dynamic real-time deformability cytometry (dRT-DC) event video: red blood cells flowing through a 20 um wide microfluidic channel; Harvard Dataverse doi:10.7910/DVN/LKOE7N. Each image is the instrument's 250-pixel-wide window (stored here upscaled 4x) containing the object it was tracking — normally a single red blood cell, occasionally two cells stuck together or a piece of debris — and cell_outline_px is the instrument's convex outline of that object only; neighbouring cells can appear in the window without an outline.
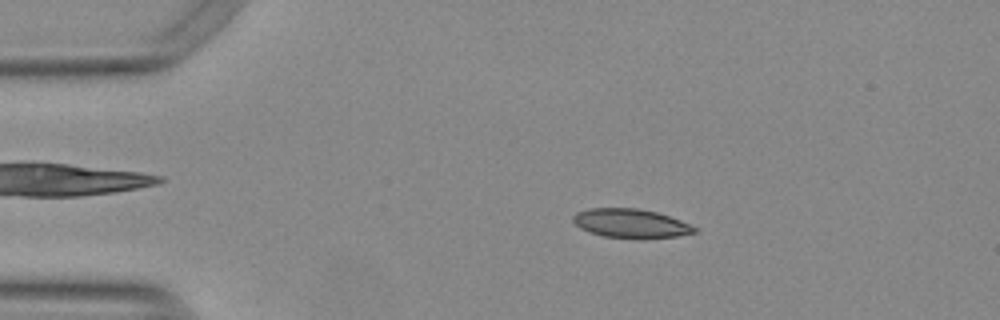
{"species": "Egyptian fruit bat (a non-hibernating species)", "species_latin": "Rousettus aegyptiacus", "temperature_condition": "warm", "stored_images_in_passage": 31, "camera_frame_rate_fps": 3000, "um_per_image_px": 0.085, "animal": {"sex": "female"}, "frame": {"image": 1, "passage_image": 2, "time_ms": 0.333, "image_size_px": [1000, 320], "cell_outline_px": [[700, 228], [696, 232], [676, 236], [604, 236], [580, 228], [572, 220], [572, 216], [576, 212], [588, 208], [636, 208], [656, 212], [680, 220]], "centroid_in_image_um": [53.59, 18.94], "position_along_channel_um": 31.4, "area_um2": 19.71}}
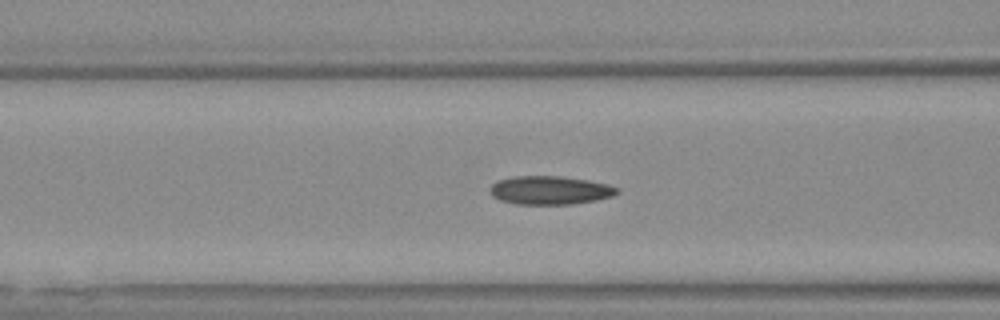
{"frame": {"image": 2, "passage_image": 13, "time_ms": 4.0, "image_size_px": [1000, 320], "cell_outline_px": [[620, 192], [612, 196], [596, 200], [572, 204], [516, 204], [500, 200], [492, 196], [492, 184], [500, 180], [512, 176], [560, 176], [588, 180], [608, 184], [620, 188]], "centroid_in_image_um": [46.8, 16.17], "position_along_channel_um": 119.8, "area_um2": 21.04}}
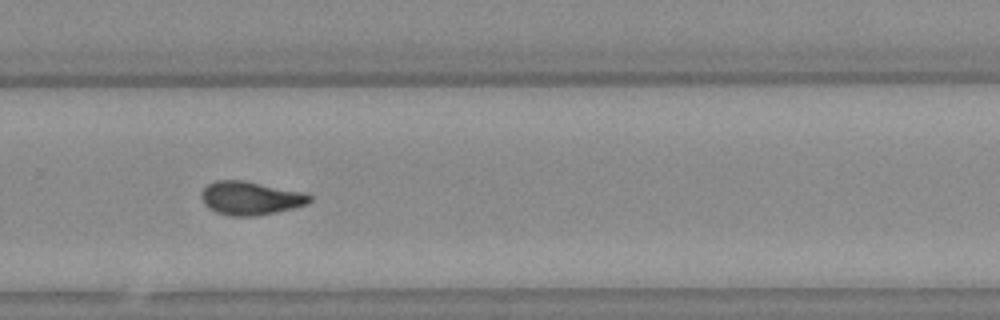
{"frame": {"image": 3, "passage_image": 28, "time_ms": 9.0, "image_size_px": [1000, 320], "cell_outline_px": [[312, 200], [308, 204], [276, 212], [256, 216], [228, 216], [216, 212], [208, 208], [204, 204], [200, 196], [200, 192], [208, 184], [216, 180], [244, 180], [308, 192], [312, 196]], "centroid_in_image_um": [21.31, 16.83], "position_along_channel_um": 308.5, "area_um2": 21.56}}